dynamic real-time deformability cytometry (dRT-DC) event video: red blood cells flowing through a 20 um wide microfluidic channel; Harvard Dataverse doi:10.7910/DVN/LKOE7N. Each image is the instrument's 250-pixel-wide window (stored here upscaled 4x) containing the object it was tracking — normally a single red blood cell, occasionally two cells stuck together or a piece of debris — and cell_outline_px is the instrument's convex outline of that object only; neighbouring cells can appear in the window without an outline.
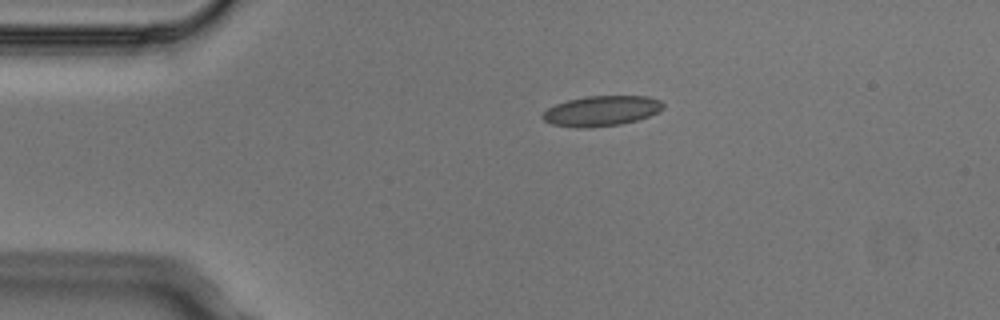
{"species": "Egyptian fruit bat (a non-hibernating species)", "species_latin": "Rousettus aegyptiacus", "temperature_condition": "cold", "stored_images_in_passage": 2, "camera_frame_rate_fps": 3000, "um_per_image_px": 0.085, "animal": {"sex": "male"}, "frame": {"image": 1, "passage_image": 2, "time_ms": 0.333, "image_size_px": [1000, 320], "cell_outline_px": [[664, 108], [660, 112], [636, 120], [620, 124], [588, 128], [576, 128], [552, 124], [544, 120], [540, 116], [548, 108], [556, 104], [568, 100], [588, 96], [648, 96], [660, 100], [664, 104]], "centroid_in_image_um": [51.14, 9.43], "position_along_channel_um": 33.9, "area_um2": 21.27}}